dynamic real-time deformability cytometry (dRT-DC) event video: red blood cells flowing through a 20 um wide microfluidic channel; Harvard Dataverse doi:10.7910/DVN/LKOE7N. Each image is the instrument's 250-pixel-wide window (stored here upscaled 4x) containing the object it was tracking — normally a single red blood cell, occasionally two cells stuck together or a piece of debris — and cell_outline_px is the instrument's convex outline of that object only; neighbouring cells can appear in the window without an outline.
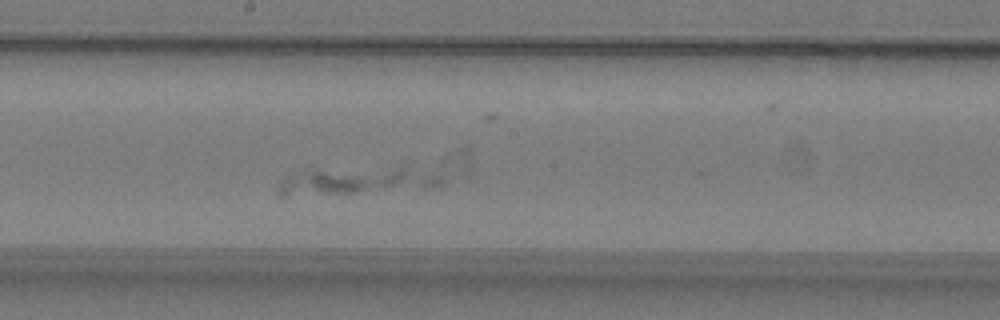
{"species": "common noctule bat (a hibernating species)", "species_latin": "Nyctalus noctula", "temperature_condition": "warm", "stored_images_in_passage": 25, "segment_of_instrument_passage": [1, 2], "camera_frame_rate_fps": 3000, "um_per_image_px": 0.085, "animal": {"sex": "male", "body_mass_g": 19.2, "forearm_length_mm": 51.8}, "frame": {"image": 1, "passage_image": 12, "time_ms": 3.667, "image_size_px": [1000, 320], "cell_outline_px": [[444, 184], [440, 188], [284, 196], [280, 196], [276, 192], [280, 180], [284, 176], [312, 172], [396, 168], [400, 168], [444, 176]], "centroid_in_image_um": [30.37, 15.45], "position_along_channel_um": 217.8, "area_um2": 24.62}}